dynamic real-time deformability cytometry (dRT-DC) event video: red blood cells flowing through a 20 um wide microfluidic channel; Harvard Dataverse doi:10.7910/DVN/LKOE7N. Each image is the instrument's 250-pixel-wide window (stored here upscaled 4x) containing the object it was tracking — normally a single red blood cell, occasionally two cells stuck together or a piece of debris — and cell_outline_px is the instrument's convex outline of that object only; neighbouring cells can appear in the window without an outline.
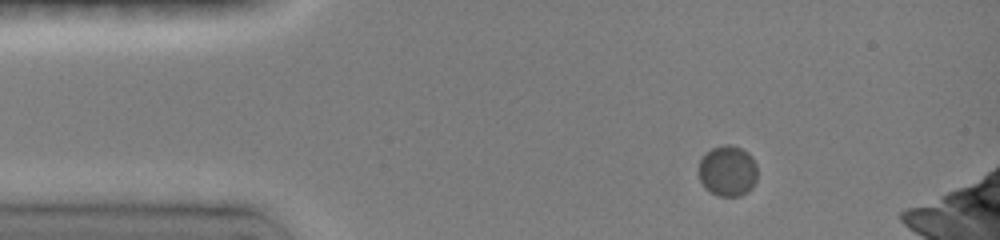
{"species": "common noctule bat (a hibernating species)", "species_latin": "Nyctalus noctula", "temperature_condition": "room temperature", "stored_images_in_passage": 3, "camera_frame_rate_fps": 3000, "um_per_image_px": 0.085, "animal": {"sex": "female", "body_mass_g": 19.0, "forearm_length_mm": 51.5}, "frame": {"image": 1, "passage_image": 1, "time_ms": 0.0, "image_size_px": [1000, 240], "cell_outline_px": [[756, 180], [752, 188], [748, 192], [740, 196], [720, 196], [704, 188], [700, 180], [696, 168], [704, 152], [712, 148], [724, 144], [732, 144], [748, 152], [752, 156], [756, 164]], "centroid_in_image_um": [61.82, 14.51], "position_along_channel_um": 23.2, "area_um2": 17.8}}
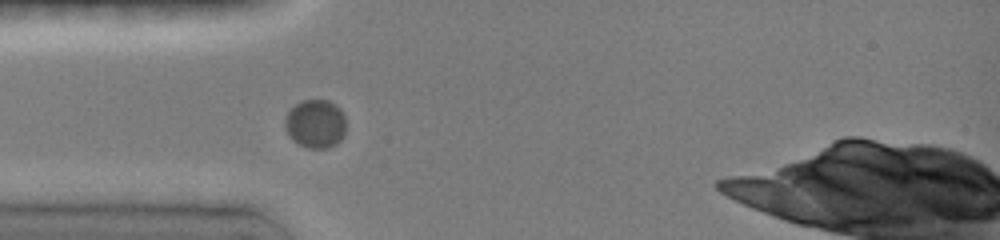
{"frame": {"image": 2, "passage_image": 3, "time_ms": 2.333, "image_size_px": [1000, 240], "cell_outline_px": [[344, 136], [336, 144], [328, 148], [308, 148], [296, 144], [288, 136], [284, 128], [284, 116], [300, 100], [328, 100], [336, 104], [344, 112]], "centroid_in_image_um": [26.78, 10.53], "position_along_channel_um": 58.2, "area_um2": 17.63}}